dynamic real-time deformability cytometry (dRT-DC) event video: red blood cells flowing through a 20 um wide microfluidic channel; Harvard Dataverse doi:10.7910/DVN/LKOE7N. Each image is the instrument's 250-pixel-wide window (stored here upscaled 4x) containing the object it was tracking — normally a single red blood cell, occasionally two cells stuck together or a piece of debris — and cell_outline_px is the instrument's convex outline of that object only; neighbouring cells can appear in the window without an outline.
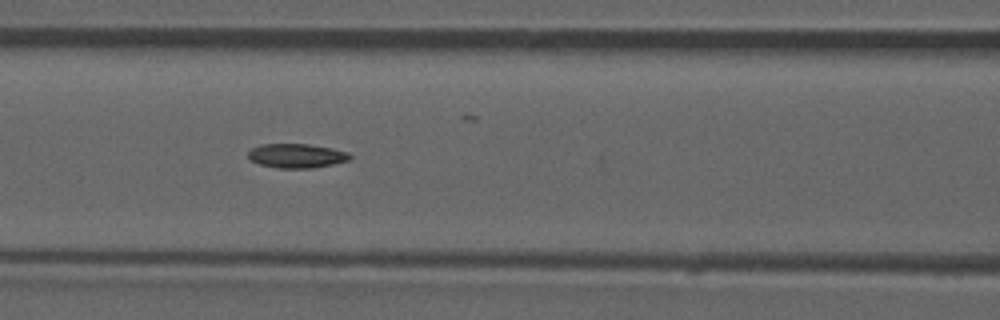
{"species": "common noctule bat (a hibernating species)", "species_latin": "Nyctalus noctula", "temperature_condition": "room temperature", "stored_images_in_passage": 54, "camera_frame_rate_fps": 3000, "um_per_image_px": 0.085, "animal": {"sex": "male", "forearm_length_mm": 52.5}, "frame": {"image": 1, "passage_image": 23, "time_ms": 7.333, "image_size_px": [1000, 320], "cell_outline_px": [[352, 156], [348, 160], [332, 164], [312, 168], [276, 168], [260, 164], [252, 160], [248, 156], [248, 152], [252, 148], [260, 144], [308, 144], [332, 148], [348, 152]], "centroid_in_image_um": [25.21, 13.24], "position_along_channel_um": 141.4, "area_um2": 14.28}}